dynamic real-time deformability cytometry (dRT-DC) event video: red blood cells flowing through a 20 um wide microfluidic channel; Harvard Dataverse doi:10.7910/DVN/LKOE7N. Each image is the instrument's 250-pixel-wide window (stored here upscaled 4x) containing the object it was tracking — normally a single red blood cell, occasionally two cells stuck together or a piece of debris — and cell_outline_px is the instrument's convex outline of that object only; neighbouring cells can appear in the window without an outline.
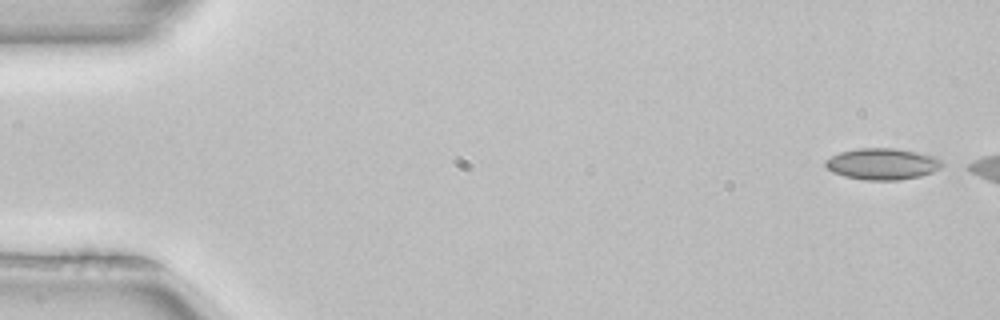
{"species": "common noctule bat (a hibernating species)", "species_latin": "Nyctalus noctula", "temperature_condition": "room temperature", "stored_images_in_passage": 6, "camera_frame_rate_fps": 3000, "um_per_image_px": 0.085, "animal": {"sex": "female", "body_mass_g": 22.7, "forearm_length_mm": 54.2}, "frame": {"image": 1, "passage_image": 1, "time_ms": 0.0, "image_size_px": [1000, 320], "cell_outline_px": [[944, 164], [940, 168], [932, 172], [920, 176], [900, 180], [864, 180], [844, 176], [832, 172], [824, 164], [824, 160], [840, 152], [860, 148], [896, 148], [936, 156], [944, 160]], "centroid_in_image_um": [75.03, 13.93], "position_along_channel_um": 10.0, "area_um2": 21.5}}